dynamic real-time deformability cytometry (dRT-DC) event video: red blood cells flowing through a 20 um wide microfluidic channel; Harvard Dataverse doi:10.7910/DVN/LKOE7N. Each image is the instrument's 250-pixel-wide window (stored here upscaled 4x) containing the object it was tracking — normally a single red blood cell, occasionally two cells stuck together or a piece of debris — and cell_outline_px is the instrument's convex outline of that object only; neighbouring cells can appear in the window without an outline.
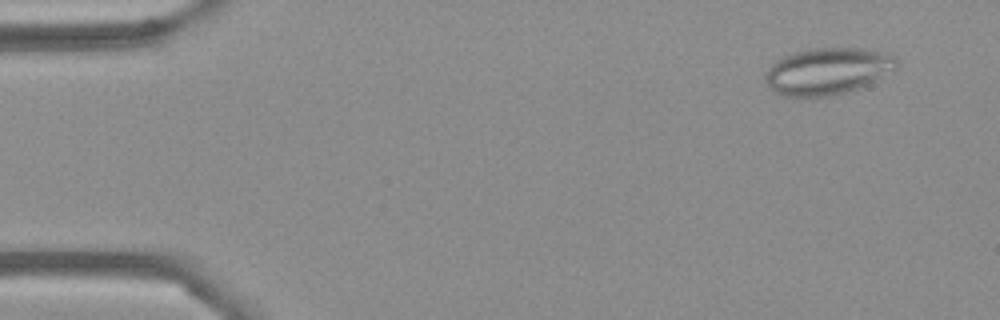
{"species": "Egyptian fruit bat (a non-hibernating species)", "species_latin": "Rousettus aegyptiacus", "temperature_condition": "cold", "stored_images_in_passage": 54, "camera_frame_rate_fps": 3000, "um_per_image_px": 0.085, "frame": {"image": 1, "passage_image": 4, "time_ms": 1.0, "image_size_px": [1000, 320], "cell_outline_px": [[900, 64], [896, 68], [876, 80], [856, 88], [844, 92], [824, 96], [784, 96], [776, 92], [764, 84], [764, 72], [780, 56], [808, 48], [860, 48], [880, 52], [896, 56]], "centroid_in_image_um": [70.29, 6.03], "position_along_channel_um": 14.7, "area_um2": 35.78}}
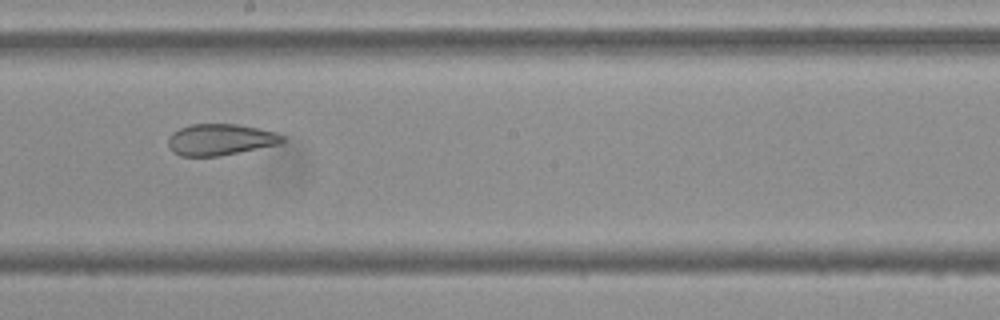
{"frame": {"image": 2, "passage_image": 30, "time_ms": 9.667, "image_size_px": [1000, 320], "cell_outline_px": [[284, 140], [280, 144], [220, 156], [180, 156], [172, 152], [168, 144], [168, 136], [172, 132], [180, 128], [192, 124], [236, 124], [260, 128], [276, 132], [284, 136]], "centroid_in_image_um": [18.72, 11.86], "position_along_channel_um": 229.5, "area_um2": 21.04}}
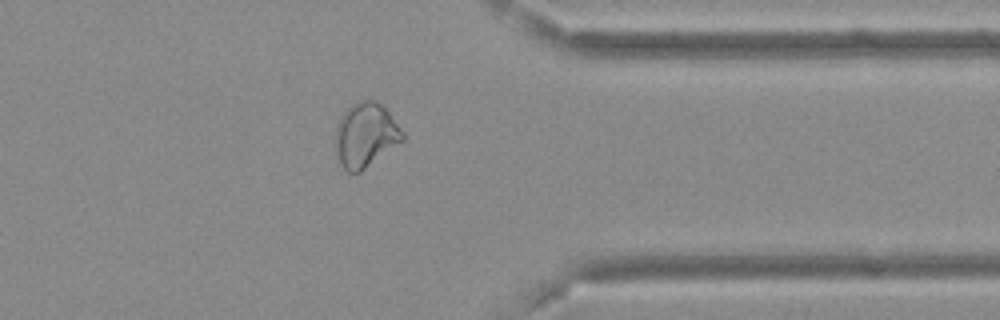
{"frame": {"image": 3, "passage_image": 43, "time_ms": 14.0, "image_size_px": [1000, 320], "cell_outline_px": [[404, 140], [360, 172], [348, 172], [344, 168], [336, 152], [336, 124], [340, 116], [352, 104], [360, 100], [376, 100], [388, 112], [404, 132]], "centroid_in_image_um": [31.08, 11.47], "position_along_channel_um": 380.3, "area_um2": 24.91}, "authors_computed_cell_mechanics": {"area_um2": 26.4435, "velocity_mm_per_s": 3.6915, "shape_relaxation_time_tau1_ms": null, "shape_relaxation_time_tau2_ms": 1.621, "deformation_change_tau1": null, "deformation_change_tau2": 0.0781}}